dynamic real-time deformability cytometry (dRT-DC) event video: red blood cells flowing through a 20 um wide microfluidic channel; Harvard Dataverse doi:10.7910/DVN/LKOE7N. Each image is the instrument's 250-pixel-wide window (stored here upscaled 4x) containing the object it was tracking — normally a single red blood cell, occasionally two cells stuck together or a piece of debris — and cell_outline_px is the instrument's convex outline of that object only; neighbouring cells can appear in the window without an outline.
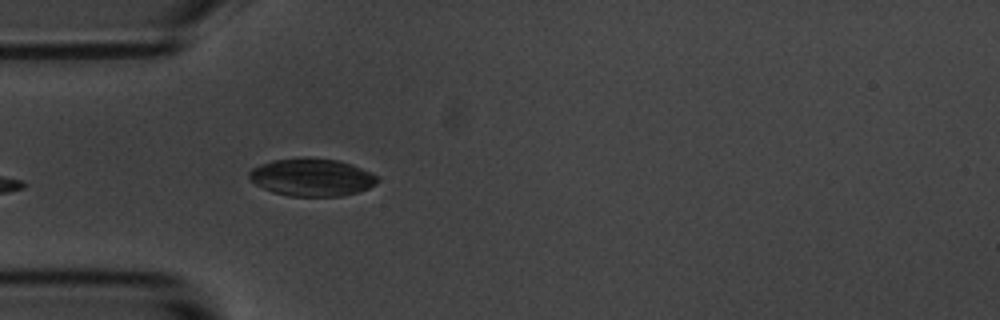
{"species": "common noctule bat (a hibernating species)", "species_latin": "Nyctalus noctula", "temperature_condition": "room temperature", "stored_images_in_passage": 6, "camera_frame_rate_fps": 3000, "um_per_image_px": 0.085, "animal": {"sex": "male", "body_mass_g": 20.1, "forearm_length_mm": 53.5}, "frame": {"image": 1, "passage_image": 6, "time_ms": 5.667, "image_size_px": [1000, 320], "cell_outline_px": [[380, 180], [376, 184], [368, 188], [356, 192], [340, 196], [288, 196], [272, 192], [256, 184], [248, 176], [248, 172], [252, 168], [260, 164], [272, 160], [300, 156], [304, 156], [340, 160], [352, 164], [372, 172]], "centroid_in_image_um": [26.5, 15.04], "position_along_channel_um": 58.5, "area_um2": 28.5}}